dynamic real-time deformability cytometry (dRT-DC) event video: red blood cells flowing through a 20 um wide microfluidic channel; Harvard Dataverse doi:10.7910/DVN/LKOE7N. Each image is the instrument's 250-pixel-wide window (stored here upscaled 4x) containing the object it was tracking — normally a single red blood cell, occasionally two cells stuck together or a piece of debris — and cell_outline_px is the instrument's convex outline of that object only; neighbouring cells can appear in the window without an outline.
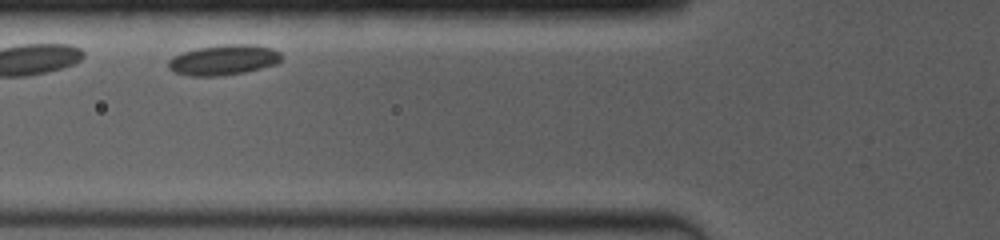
{"species": "common noctule bat (a hibernating species)", "species_latin": "Nyctalus noctula", "temperature_condition": "room temperature", "stored_images_in_passage": 14, "camera_frame_rate_fps": 4000, "um_per_image_px": 0.085, "animal": {"sex": "female", "body_mass_g": 19.0, "forearm_length_mm": 53.3}, "frame": {"image": 1, "passage_image": 3, "time_ms": 1.5, "image_size_px": [1000, 240], "cell_outline_px": [[280, 60], [276, 64], [244, 72], [216, 76], [192, 76], [172, 72], [168, 68], [168, 60], [172, 56], [196, 48], [224, 44], [252, 44], [272, 48], [280, 52]], "centroid_in_image_um": [18.96, 5.09], "position_along_channel_um": 106.8, "area_um2": 19.94}}
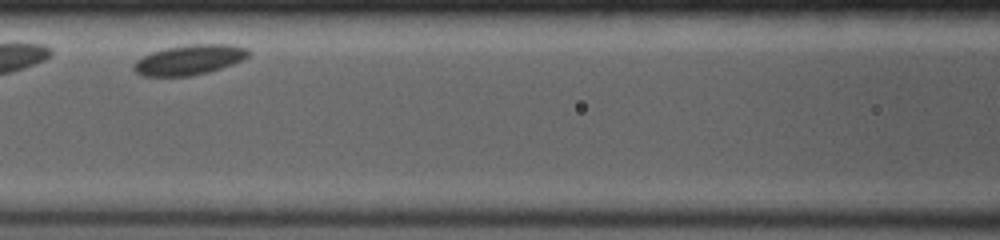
{"frame": {"image": 2, "passage_image": 5, "time_ms": 2.75, "image_size_px": [1000, 240], "cell_outline_px": [[252, 52], [244, 60], [208, 72], [192, 76], [140, 76], [132, 68], [132, 64], [136, 60], [152, 52], [168, 48], [188, 44], [228, 44], [248, 48]], "centroid_in_image_um": [16.11, 5.09], "position_along_channel_um": 150.5, "area_um2": 20.17}}
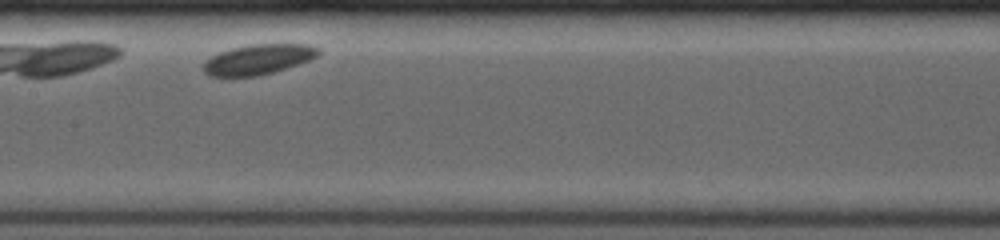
{"frame": {"image": 3, "passage_image": 8, "time_ms": 3.75, "image_size_px": [1000, 240], "cell_outline_px": [[320, 52], [316, 56], [308, 60], [272, 72], [256, 76], [208, 76], [204, 72], [204, 60], [220, 52], [232, 48], [252, 44], [308, 44], [316, 48]], "centroid_in_image_um": [21.9, 5.04], "position_along_channel_um": 185.5, "area_um2": 19.77}}